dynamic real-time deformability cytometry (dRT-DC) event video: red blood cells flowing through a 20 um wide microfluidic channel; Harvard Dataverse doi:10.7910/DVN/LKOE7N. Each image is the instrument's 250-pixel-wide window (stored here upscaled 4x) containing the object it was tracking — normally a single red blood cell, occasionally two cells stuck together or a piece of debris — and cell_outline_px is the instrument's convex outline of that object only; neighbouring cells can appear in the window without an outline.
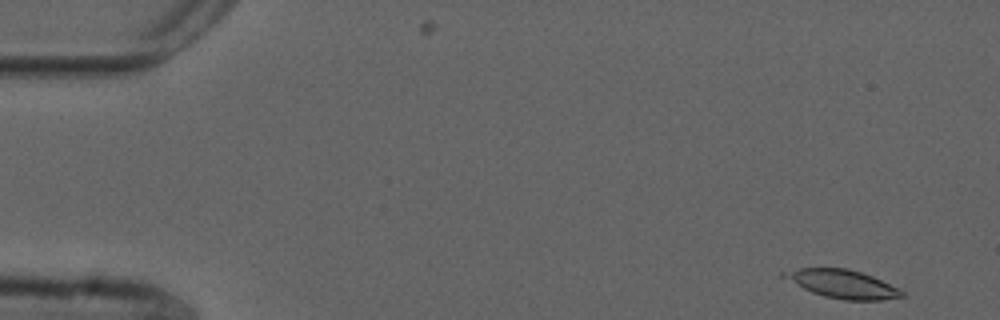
{"species": "common noctule bat (a hibernating species)", "species_latin": "Nyctalus noctula", "temperature_condition": "cold", "stored_images_in_passage": 19, "camera_frame_rate_fps": 3000, "um_per_image_px": 0.085, "animal": {"sex": "male", "forearm_length_mm": 52.5}, "frame": {"image": 1, "passage_image": 1, "time_ms": 0.0, "image_size_px": [1000, 320], "cell_outline_px": [[904, 296], [880, 300], [844, 300], [824, 296], [812, 292], [780, 276], [780, 272], [800, 268], [848, 268], [872, 276], [904, 292]], "centroid_in_image_um": [71.56, 24.13], "position_along_channel_um": 13.4, "area_um2": 19.13}}
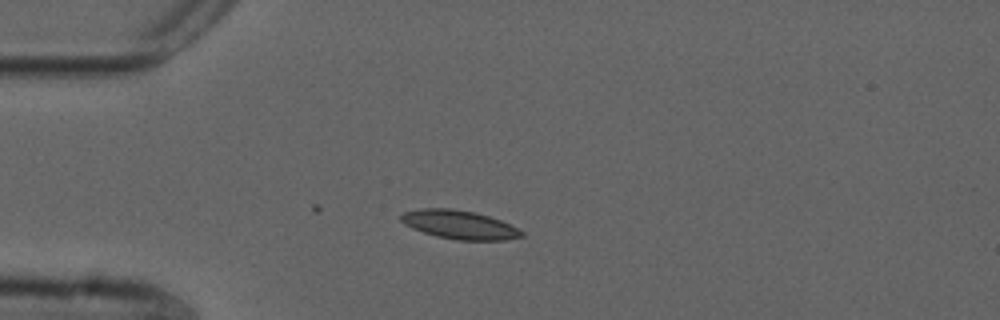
{"frame": {"image": 2, "passage_image": 12, "time_ms": 3.667, "image_size_px": [1000, 320], "cell_outline_px": [[524, 236], [504, 240], [456, 240], [436, 236], [412, 228], [404, 224], [400, 220], [400, 216], [404, 212], [420, 208], [452, 208], [476, 212], [500, 220], [524, 232]], "centroid_in_image_um": [39.02, 19.09], "position_along_channel_um": 46.0, "area_um2": 20.11}}
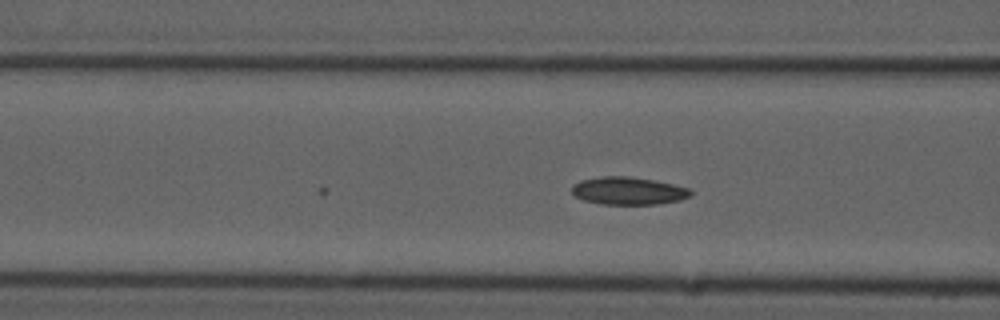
{"frame": {"image": 3, "passage_image": 19, "time_ms": 6.0, "image_size_px": [1000, 320], "cell_outline_px": [[692, 196], [680, 200], [656, 204], [600, 204], [584, 200], [576, 196], [572, 192], [572, 184], [580, 180], [600, 176], [628, 176], [652, 180], [692, 188]], "centroid_in_image_um": [53.41, 16.22], "position_along_channel_um": 113.2, "area_um2": 19.25}}